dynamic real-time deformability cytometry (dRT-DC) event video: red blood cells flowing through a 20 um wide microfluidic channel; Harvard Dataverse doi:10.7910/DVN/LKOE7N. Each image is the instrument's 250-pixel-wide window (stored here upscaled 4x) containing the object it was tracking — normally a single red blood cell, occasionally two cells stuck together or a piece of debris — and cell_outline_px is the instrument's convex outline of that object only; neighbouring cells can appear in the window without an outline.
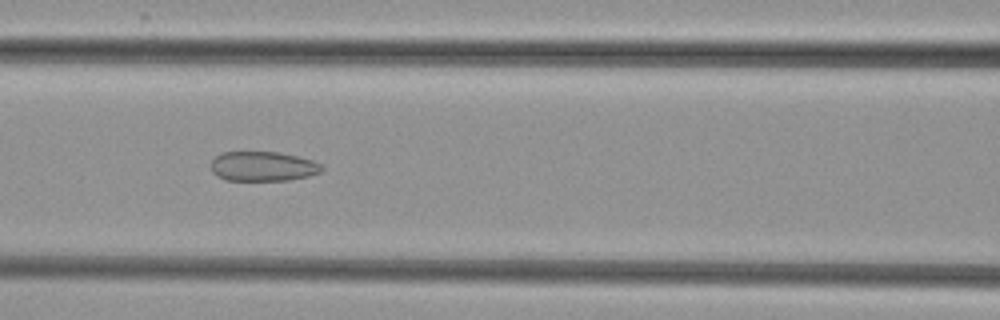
{"species": "common noctule bat (a hibernating species)", "species_latin": "Nyctalus noctula", "temperature_condition": "cold", "stored_images_in_passage": 37, "camera_frame_rate_fps": 3000, "um_per_image_px": 0.085, "animal": {"sex": "female", "body_mass_g": 29.2, "forearm_length_mm": 56.3}, "frame": {"image": 1, "passage_image": 7, "time_ms": 2.0, "image_size_px": [1000, 320], "cell_outline_px": [[324, 168], [320, 172], [308, 176], [288, 180], [224, 180], [216, 176], [212, 172], [212, 160], [216, 156], [224, 152], [276, 152], [296, 156], [312, 160], [320, 164]], "centroid_in_image_um": [22.33, 14.14], "position_along_channel_um": 144.3, "area_um2": 19.02}}
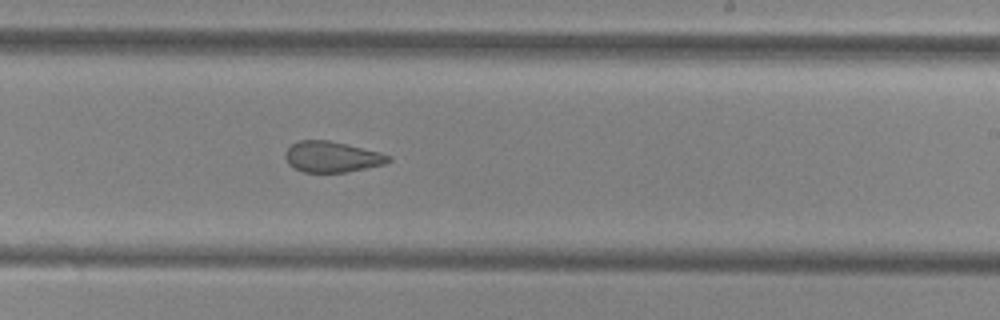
{"frame": {"image": 2, "passage_image": 16, "time_ms": 5.0, "image_size_px": [1000, 320], "cell_outline_px": [[392, 160], [384, 164], [368, 168], [348, 172], [304, 172], [288, 164], [284, 156], [284, 152], [292, 144], [300, 140], [328, 140], [380, 152], [392, 156]], "centroid_in_image_um": [28.23, 13.33], "position_along_channel_um": 260.8, "area_um2": 18.55}}
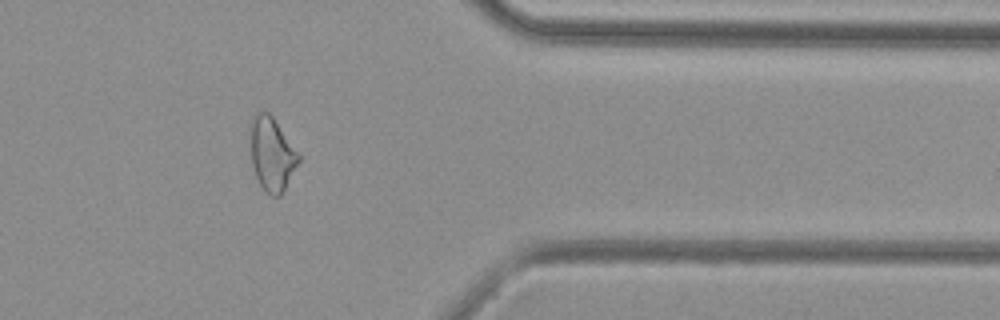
{"frame": {"image": 3, "passage_image": 27, "time_ms": 8.667, "image_size_px": [1000, 320], "cell_outline_px": [[300, 160], [280, 196], [272, 196], [260, 184], [256, 176], [252, 164], [248, 128], [252, 116], [256, 112], [268, 112], [272, 116], [300, 152]], "centroid_in_image_um": [23.09, 13.03], "position_along_channel_um": 388.3, "area_um2": 20.92}}